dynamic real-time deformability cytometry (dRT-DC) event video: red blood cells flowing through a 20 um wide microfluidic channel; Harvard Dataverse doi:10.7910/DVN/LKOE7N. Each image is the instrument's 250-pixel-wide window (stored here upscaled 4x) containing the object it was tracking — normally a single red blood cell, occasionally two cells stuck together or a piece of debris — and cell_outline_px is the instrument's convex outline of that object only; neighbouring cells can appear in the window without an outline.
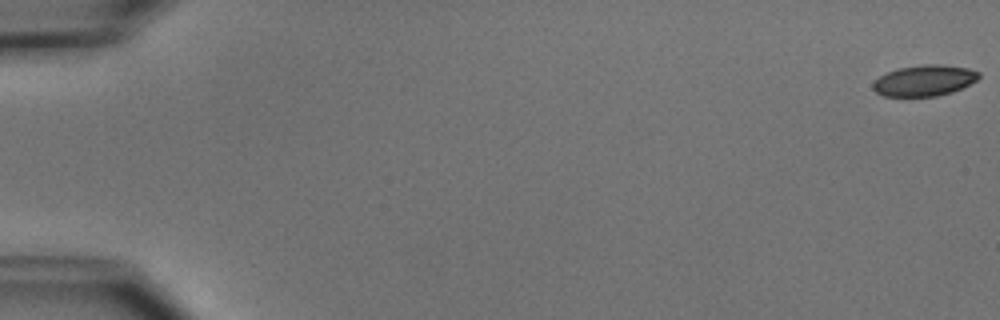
{"species": "common noctule bat (a hibernating species)", "species_latin": "Nyctalus noctula", "temperature_condition": "cold", "stored_images_in_passage": 8, "camera_frame_rate_fps": 3000, "um_per_image_px": 0.085, "animal": {"sex": "male", "body_mass_g": 15.6}, "frame": {"image": 1, "passage_image": 1, "time_ms": 0.0, "image_size_px": [1000, 320], "cell_outline_px": [[980, 76], [976, 80], [952, 92], [936, 96], [884, 96], [876, 92], [872, 88], [872, 84], [880, 76], [896, 68], [924, 64], [940, 64], [968, 68], [980, 72]], "centroid_in_image_um": [78.56, 6.83], "position_along_channel_um": 6.4, "area_um2": 19.02}}
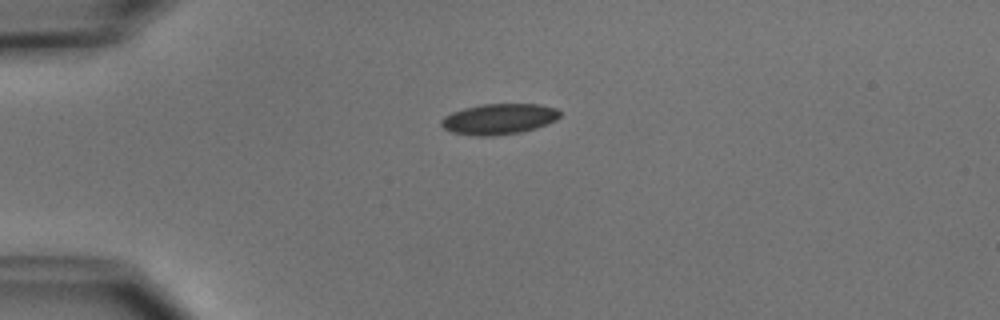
{"frame": {"image": 2, "passage_image": 4, "time_ms": 4.333, "image_size_px": [1000, 320], "cell_outline_px": [[560, 116], [556, 120], [536, 128], [520, 132], [492, 136], [476, 136], [452, 132], [444, 128], [440, 124], [440, 120], [444, 116], [452, 112], [464, 108], [480, 104], [540, 104], [556, 108], [560, 112]], "centroid_in_image_um": [42.4, 10.11], "position_along_channel_um": 42.6, "area_um2": 21.27}}
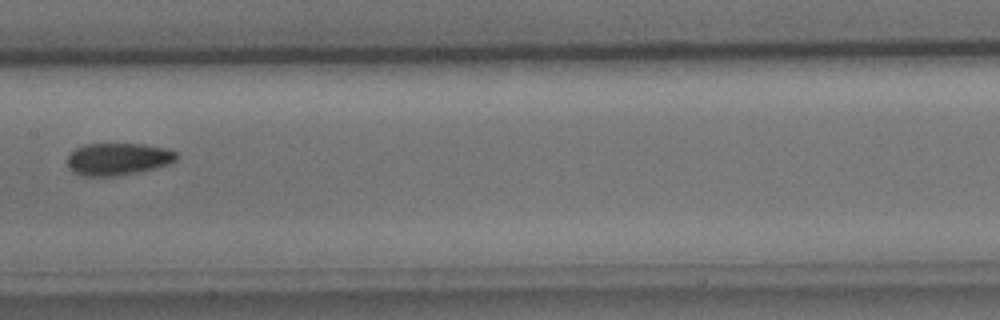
{"frame": {"image": 3, "passage_image": 8, "time_ms": 9.0, "image_size_px": [1000, 320], "cell_outline_px": [[180, 156], [172, 164], [156, 168], [116, 176], [84, 176], [68, 168], [68, 152], [84, 144], [144, 144], [168, 148], [176, 152]], "centroid_in_image_um": [10.07, 13.51], "position_along_channel_um": 197.3, "area_um2": 20.75}}